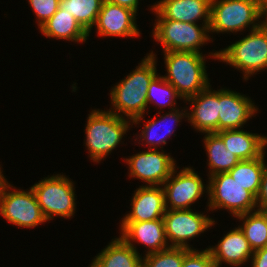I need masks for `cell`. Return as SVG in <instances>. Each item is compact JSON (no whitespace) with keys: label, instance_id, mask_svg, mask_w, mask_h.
Here are the masks:
<instances>
[{"label":"cell","instance_id":"obj_10","mask_svg":"<svg viewBox=\"0 0 267 267\" xmlns=\"http://www.w3.org/2000/svg\"><path fill=\"white\" fill-rule=\"evenodd\" d=\"M176 168L162 185L166 210L191 209L192 204L205 192L208 193L205 191L208 185L203 184L202 178L192 167H185L178 173Z\"/></svg>","mask_w":267,"mask_h":267},{"label":"cell","instance_id":"obj_9","mask_svg":"<svg viewBox=\"0 0 267 267\" xmlns=\"http://www.w3.org/2000/svg\"><path fill=\"white\" fill-rule=\"evenodd\" d=\"M12 187L6 178L0 182V215L23 228H34L46 222L32 188L25 191Z\"/></svg>","mask_w":267,"mask_h":267},{"label":"cell","instance_id":"obj_8","mask_svg":"<svg viewBox=\"0 0 267 267\" xmlns=\"http://www.w3.org/2000/svg\"><path fill=\"white\" fill-rule=\"evenodd\" d=\"M209 210H229L235 218L258 208L256 197L233 179L229 172H222L208 178Z\"/></svg>","mask_w":267,"mask_h":267},{"label":"cell","instance_id":"obj_1","mask_svg":"<svg viewBox=\"0 0 267 267\" xmlns=\"http://www.w3.org/2000/svg\"><path fill=\"white\" fill-rule=\"evenodd\" d=\"M156 59L153 51L147 54L135 70L112 87L110 100L113 108L108 111L132 120V125H137L143 120V115L148 109V88L157 75Z\"/></svg>","mask_w":267,"mask_h":267},{"label":"cell","instance_id":"obj_2","mask_svg":"<svg viewBox=\"0 0 267 267\" xmlns=\"http://www.w3.org/2000/svg\"><path fill=\"white\" fill-rule=\"evenodd\" d=\"M163 53L167 70L163 78L174 86L183 101L210 85L204 54L184 51Z\"/></svg>","mask_w":267,"mask_h":267},{"label":"cell","instance_id":"obj_31","mask_svg":"<svg viewBox=\"0 0 267 267\" xmlns=\"http://www.w3.org/2000/svg\"><path fill=\"white\" fill-rule=\"evenodd\" d=\"M181 267H215L211 252L208 248L198 251L190 249L184 256Z\"/></svg>","mask_w":267,"mask_h":267},{"label":"cell","instance_id":"obj_37","mask_svg":"<svg viewBox=\"0 0 267 267\" xmlns=\"http://www.w3.org/2000/svg\"><path fill=\"white\" fill-rule=\"evenodd\" d=\"M1 166V165H0ZM3 171L1 170V167H0V182L5 178V176L3 175L2 173Z\"/></svg>","mask_w":267,"mask_h":267},{"label":"cell","instance_id":"obj_15","mask_svg":"<svg viewBox=\"0 0 267 267\" xmlns=\"http://www.w3.org/2000/svg\"><path fill=\"white\" fill-rule=\"evenodd\" d=\"M120 237L132 248L137 251L133 244L141 243L148 247V251L144 256L157 253L161 250L169 248V244L165 235V225L163 219L141 222H121Z\"/></svg>","mask_w":267,"mask_h":267},{"label":"cell","instance_id":"obj_29","mask_svg":"<svg viewBox=\"0 0 267 267\" xmlns=\"http://www.w3.org/2000/svg\"><path fill=\"white\" fill-rule=\"evenodd\" d=\"M190 249L169 247L142 258V267H181L185 254Z\"/></svg>","mask_w":267,"mask_h":267},{"label":"cell","instance_id":"obj_18","mask_svg":"<svg viewBox=\"0 0 267 267\" xmlns=\"http://www.w3.org/2000/svg\"><path fill=\"white\" fill-rule=\"evenodd\" d=\"M130 205L131 211L122 218L121 222L163 219L166 207L162 186H139L133 194Z\"/></svg>","mask_w":267,"mask_h":267},{"label":"cell","instance_id":"obj_23","mask_svg":"<svg viewBox=\"0 0 267 267\" xmlns=\"http://www.w3.org/2000/svg\"><path fill=\"white\" fill-rule=\"evenodd\" d=\"M187 109H182L181 111L179 108L169 110L170 112L163 114L162 116L159 117V119L155 116L151 120H147L145 122L141 133L138 136L141 140H138L139 142L143 141L147 146L149 145L150 149H159L158 146L163 149L162 144L166 145L167 143V138L169 136L173 135V132H175V129H171V127L167 130H164L165 133H161V129L159 127L161 126V123L164 125L167 122L172 121L173 123H176L175 125L178 126V123L181 121L182 118H187ZM160 129V130H159ZM163 129V128H162ZM145 141V142H144Z\"/></svg>","mask_w":267,"mask_h":267},{"label":"cell","instance_id":"obj_13","mask_svg":"<svg viewBox=\"0 0 267 267\" xmlns=\"http://www.w3.org/2000/svg\"><path fill=\"white\" fill-rule=\"evenodd\" d=\"M137 13L130 8L103 1L95 27L101 37H138Z\"/></svg>","mask_w":267,"mask_h":267},{"label":"cell","instance_id":"obj_36","mask_svg":"<svg viewBox=\"0 0 267 267\" xmlns=\"http://www.w3.org/2000/svg\"><path fill=\"white\" fill-rule=\"evenodd\" d=\"M260 210L263 212V214H264V215L266 216V218H267V206L260 208Z\"/></svg>","mask_w":267,"mask_h":267},{"label":"cell","instance_id":"obj_33","mask_svg":"<svg viewBox=\"0 0 267 267\" xmlns=\"http://www.w3.org/2000/svg\"><path fill=\"white\" fill-rule=\"evenodd\" d=\"M251 267H267V246L253 251Z\"/></svg>","mask_w":267,"mask_h":267},{"label":"cell","instance_id":"obj_35","mask_svg":"<svg viewBox=\"0 0 267 267\" xmlns=\"http://www.w3.org/2000/svg\"><path fill=\"white\" fill-rule=\"evenodd\" d=\"M260 18L265 19H260V26L267 31V0H260Z\"/></svg>","mask_w":267,"mask_h":267},{"label":"cell","instance_id":"obj_14","mask_svg":"<svg viewBox=\"0 0 267 267\" xmlns=\"http://www.w3.org/2000/svg\"><path fill=\"white\" fill-rule=\"evenodd\" d=\"M257 111L255 103L246 95L229 89H219L218 131L243 128L252 116L255 117Z\"/></svg>","mask_w":267,"mask_h":267},{"label":"cell","instance_id":"obj_12","mask_svg":"<svg viewBox=\"0 0 267 267\" xmlns=\"http://www.w3.org/2000/svg\"><path fill=\"white\" fill-rule=\"evenodd\" d=\"M129 168V178H137L148 186H162L177 166L176 161L164 150L148 149L124 160Z\"/></svg>","mask_w":267,"mask_h":267},{"label":"cell","instance_id":"obj_16","mask_svg":"<svg viewBox=\"0 0 267 267\" xmlns=\"http://www.w3.org/2000/svg\"><path fill=\"white\" fill-rule=\"evenodd\" d=\"M157 19L210 26L211 0H160L150 8ZM197 21V22H196Z\"/></svg>","mask_w":267,"mask_h":267},{"label":"cell","instance_id":"obj_17","mask_svg":"<svg viewBox=\"0 0 267 267\" xmlns=\"http://www.w3.org/2000/svg\"><path fill=\"white\" fill-rule=\"evenodd\" d=\"M210 86L185 100L191 103V111L187 112L188 122L204 134L218 132L219 90H211Z\"/></svg>","mask_w":267,"mask_h":267},{"label":"cell","instance_id":"obj_34","mask_svg":"<svg viewBox=\"0 0 267 267\" xmlns=\"http://www.w3.org/2000/svg\"><path fill=\"white\" fill-rule=\"evenodd\" d=\"M106 2L119 5V6H124L127 8L132 9L137 13L138 11V5H139V0H104Z\"/></svg>","mask_w":267,"mask_h":267},{"label":"cell","instance_id":"obj_3","mask_svg":"<svg viewBox=\"0 0 267 267\" xmlns=\"http://www.w3.org/2000/svg\"><path fill=\"white\" fill-rule=\"evenodd\" d=\"M132 120L120 117L110 111L95 109L88 114L85 127V146L90 160L99 163L106 158L130 129Z\"/></svg>","mask_w":267,"mask_h":267},{"label":"cell","instance_id":"obj_21","mask_svg":"<svg viewBox=\"0 0 267 267\" xmlns=\"http://www.w3.org/2000/svg\"><path fill=\"white\" fill-rule=\"evenodd\" d=\"M90 267H142V256L120 236L95 256Z\"/></svg>","mask_w":267,"mask_h":267},{"label":"cell","instance_id":"obj_19","mask_svg":"<svg viewBox=\"0 0 267 267\" xmlns=\"http://www.w3.org/2000/svg\"><path fill=\"white\" fill-rule=\"evenodd\" d=\"M208 249L215 267H221L222 262L232 267L241 266L250 261L253 255V250L239 225L227 232L217 245L209 246Z\"/></svg>","mask_w":267,"mask_h":267},{"label":"cell","instance_id":"obj_25","mask_svg":"<svg viewBox=\"0 0 267 267\" xmlns=\"http://www.w3.org/2000/svg\"><path fill=\"white\" fill-rule=\"evenodd\" d=\"M264 157L265 152L256 159L241 160L229 171L233 179L255 197L259 193L262 175L266 167Z\"/></svg>","mask_w":267,"mask_h":267},{"label":"cell","instance_id":"obj_22","mask_svg":"<svg viewBox=\"0 0 267 267\" xmlns=\"http://www.w3.org/2000/svg\"><path fill=\"white\" fill-rule=\"evenodd\" d=\"M39 29L46 38L65 39L75 43L86 42L89 37V33L78 21L60 7Z\"/></svg>","mask_w":267,"mask_h":267},{"label":"cell","instance_id":"obj_24","mask_svg":"<svg viewBox=\"0 0 267 267\" xmlns=\"http://www.w3.org/2000/svg\"><path fill=\"white\" fill-rule=\"evenodd\" d=\"M204 148L208 157L209 177L222 172H229L241 160L226 149L223 140L216 133H205Z\"/></svg>","mask_w":267,"mask_h":267},{"label":"cell","instance_id":"obj_5","mask_svg":"<svg viewBox=\"0 0 267 267\" xmlns=\"http://www.w3.org/2000/svg\"><path fill=\"white\" fill-rule=\"evenodd\" d=\"M259 19L260 0H211L210 32L253 30L260 26Z\"/></svg>","mask_w":267,"mask_h":267},{"label":"cell","instance_id":"obj_20","mask_svg":"<svg viewBox=\"0 0 267 267\" xmlns=\"http://www.w3.org/2000/svg\"><path fill=\"white\" fill-rule=\"evenodd\" d=\"M216 134L223 140L226 149L240 160H253L260 157L267 146L266 136L243 129L218 131Z\"/></svg>","mask_w":267,"mask_h":267},{"label":"cell","instance_id":"obj_7","mask_svg":"<svg viewBox=\"0 0 267 267\" xmlns=\"http://www.w3.org/2000/svg\"><path fill=\"white\" fill-rule=\"evenodd\" d=\"M31 188L47 221L56 216L62 218L74 216L76 209L74 183L65 175L48 176Z\"/></svg>","mask_w":267,"mask_h":267},{"label":"cell","instance_id":"obj_4","mask_svg":"<svg viewBox=\"0 0 267 267\" xmlns=\"http://www.w3.org/2000/svg\"><path fill=\"white\" fill-rule=\"evenodd\" d=\"M208 56L241 70L244 80H248L251 75L267 69V31L259 26L250 30L249 35Z\"/></svg>","mask_w":267,"mask_h":267},{"label":"cell","instance_id":"obj_26","mask_svg":"<svg viewBox=\"0 0 267 267\" xmlns=\"http://www.w3.org/2000/svg\"><path fill=\"white\" fill-rule=\"evenodd\" d=\"M250 248L255 251L267 246V218L260 209L236 216Z\"/></svg>","mask_w":267,"mask_h":267},{"label":"cell","instance_id":"obj_32","mask_svg":"<svg viewBox=\"0 0 267 267\" xmlns=\"http://www.w3.org/2000/svg\"><path fill=\"white\" fill-rule=\"evenodd\" d=\"M258 209L267 206V165L264 169L259 193L256 197Z\"/></svg>","mask_w":267,"mask_h":267},{"label":"cell","instance_id":"obj_27","mask_svg":"<svg viewBox=\"0 0 267 267\" xmlns=\"http://www.w3.org/2000/svg\"><path fill=\"white\" fill-rule=\"evenodd\" d=\"M104 0H60V8L72 15L89 33L95 25Z\"/></svg>","mask_w":267,"mask_h":267},{"label":"cell","instance_id":"obj_11","mask_svg":"<svg viewBox=\"0 0 267 267\" xmlns=\"http://www.w3.org/2000/svg\"><path fill=\"white\" fill-rule=\"evenodd\" d=\"M165 235L170 247L191 248L188 241L204 233L215 224L213 218L192 209L166 210L164 216Z\"/></svg>","mask_w":267,"mask_h":267},{"label":"cell","instance_id":"obj_30","mask_svg":"<svg viewBox=\"0 0 267 267\" xmlns=\"http://www.w3.org/2000/svg\"><path fill=\"white\" fill-rule=\"evenodd\" d=\"M28 2L36 15L38 28L50 19L60 7V0H28Z\"/></svg>","mask_w":267,"mask_h":267},{"label":"cell","instance_id":"obj_28","mask_svg":"<svg viewBox=\"0 0 267 267\" xmlns=\"http://www.w3.org/2000/svg\"><path fill=\"white\" fill-rule=\"evenodd\" d=\"M177 98L183 100L174 86L163 78V75L159 76V74H157L152 79L147 92V106L149 103H154V105L159 106L160 109L167 106L173 110L176 109Z\"/></svg>","mask_w":267,"mask_h":267},{"label":"cell","instance_id":"obj_6","mask_svg":"<svg viewBox=\"0 0 267 267\" xmlns=\"http://www.w3.org/2000/svg\"><path fill=\"white\" fill-rule=\"evenodd\" d=\"M155 21L152 37L162 45L163 52L184 51L202 54L200 46L213 41L208 35L210 31L207 25L168 19Z\"/></svg>","mask_w":267,"mask_h":267}]
</instances>
